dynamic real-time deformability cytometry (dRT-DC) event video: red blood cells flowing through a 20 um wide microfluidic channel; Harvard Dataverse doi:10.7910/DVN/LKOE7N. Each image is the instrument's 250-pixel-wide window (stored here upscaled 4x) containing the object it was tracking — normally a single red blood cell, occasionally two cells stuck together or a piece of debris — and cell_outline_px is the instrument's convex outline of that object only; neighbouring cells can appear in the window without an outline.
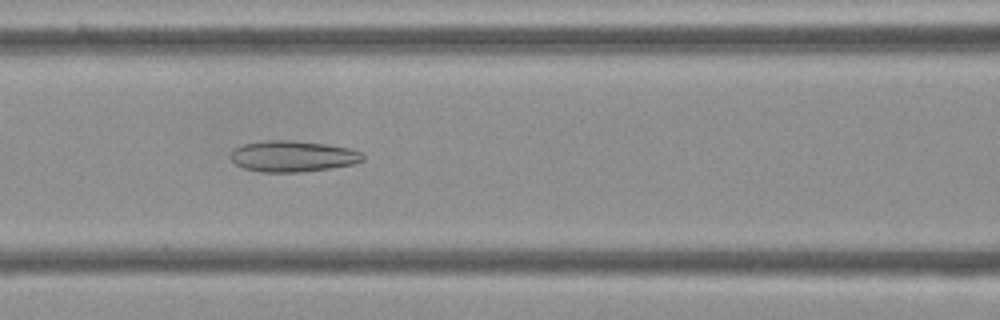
{"species": "Egyptian fruit bat (a non-hibernating species)", "species_latin": "Rousettus aegyptiacus", "temperature_condition": "cold", "stored_images_in_passage": 53, "camera_frame_rate_fps": 3000, "um_per_image_px": 0.085, "frame": {"image": 1, "passage_image": 22, "time_ms": 7.0, "image_size_px": [1000, 320], "cell_outline_px": [[364, 160], [352, 164], [332, 168], [300, 172], [264, 172], [244, 168], [236, 164], [232, 160], [232, 148], [244, 144], [264, 140], [292, 140], [324, 144], [352, 148], [360, 152], [364, 156]], "centroid_in_image_um": [24.9, 13.27], "position_along_channel_um": 141.7, "area_um2": 23.93}}
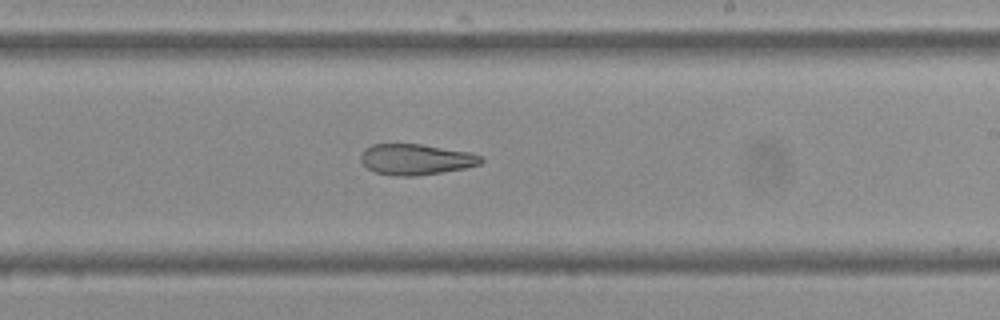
{"frame": {"image": 2, "passage_image": 31, "time_ms": 10.0, "image_size_px": [1000, 320], "cell_outline_px": [[484, 160], [480, 164], [464, 168], [416, 176], [396, 176], [376, 172], [368, 168], [360, 160], [360, 156], [364, 148], [372, 144], [420, 144], [468, 152], [484, 156]], "centroid_in_image_um": [35.34, 13.54], "position_along_channel_um": 253.7, "area_um2": 21.5}}
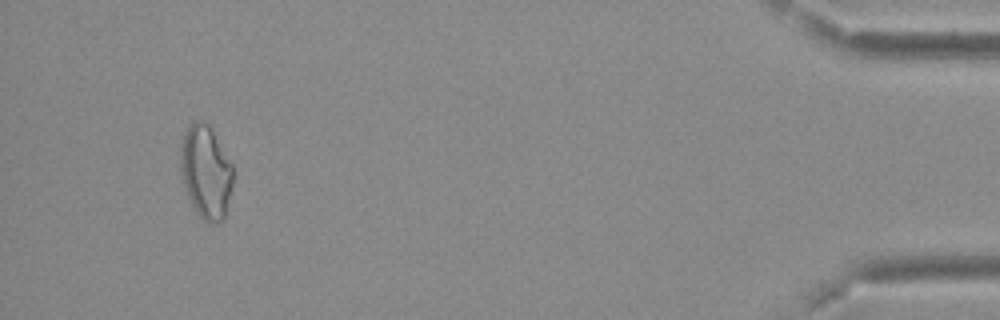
{"frame": {"image": 3, "passage_image": 50, "time_ms": 16.333, "image_size_px": [1000, 320], "cell_outline_px": [[232, 184], [224, 220], [216, 224], [208, 224], [196, 212], [188, 196], [180, 172], [180, 140], [184, 132], [192, 120], [204, 120], [208, 124], [232, 164]], "centroid_in_image_um": [17.47, 14.6], "position_along_channel_um": 417.7, "area_um2": 28.67}, "authors_computed_cell_mechanics": {"area_um2": 26.4724, "velocity_mm_per_s": 3.7337, "shape_relaxation_time_tau1_ms": null, "shape_relaxation_time_tau2_ms": 4.4106, "deformation_change_tau1": null, "deformation_change_tau2": 0.1228}}